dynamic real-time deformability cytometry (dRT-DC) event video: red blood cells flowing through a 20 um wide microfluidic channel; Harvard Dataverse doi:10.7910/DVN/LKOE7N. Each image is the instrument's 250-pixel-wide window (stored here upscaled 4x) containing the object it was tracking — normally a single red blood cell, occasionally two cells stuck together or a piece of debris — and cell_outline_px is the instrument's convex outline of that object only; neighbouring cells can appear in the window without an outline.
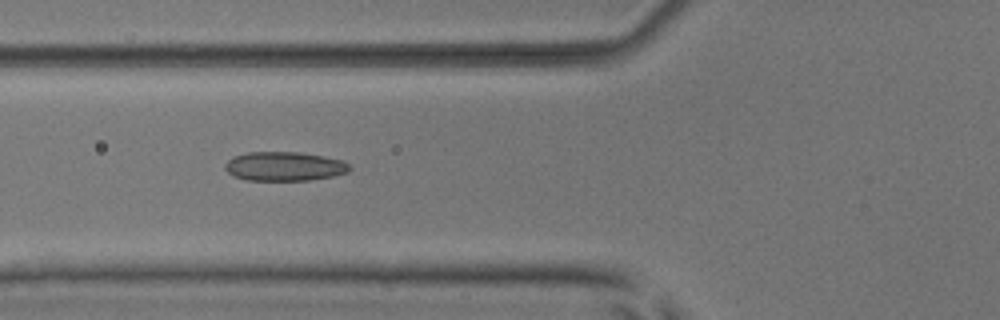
{"species": "common noctule bat (a hibernating species)", "species_latin": "Nyctalus noctula", "temperature_condition": "room temperature", "stored_images_in_passage": 7, "camera_frame_rate_fps": 3000, "um_per_image_px": 0.085, "animal": {"sex": "male", "body_mass_g": 17.9, "forearm_length_mm": 54.2}, "frame": {"image": 1, "passage_image": 5, "time_ms": 5.333, "image_size_px": [1000, 320], "cell_outline_px": [[352, 168], [348, 172], [332, 176], [308, 180], [248, 180], [232, 176], [224, 168], [224, 164], [232, 156], [248, 152], [300, 152], [324, 156], [340, 160], [348, 164]], "centroid_in_image_um": [24.13, 14.13], "position_along_channel_um": 101.7, "area_um2": 21.15}}
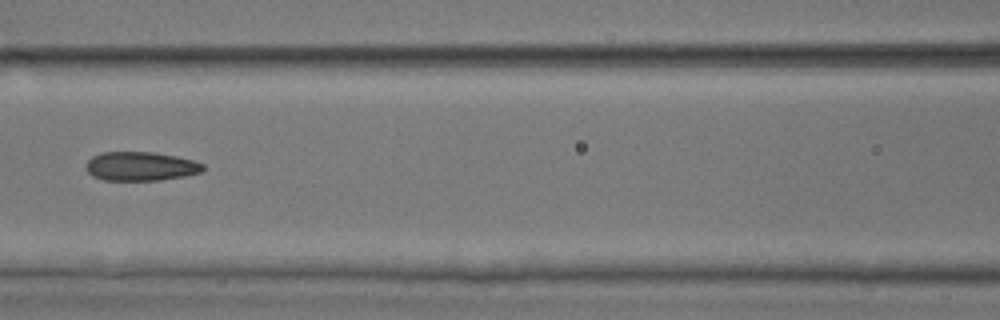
{"frame": {"image": 2, "passage_image": 6, "time_ms": 6.667, "image_size_px": [1000, 320], "cell_outline_px": [[204, 168], [200, 172], [184, 176], [160, 180], [104, 180], [92, 176], [84, 168], [84, 164], [92, 156], [100, 152], [152, 152], [176, 156], [192, 160], [204, 164]], "centroid_in_image_um": [11.9, 14.13], "position_along_channel_um": 154.7, "area_um2": 19.83}}
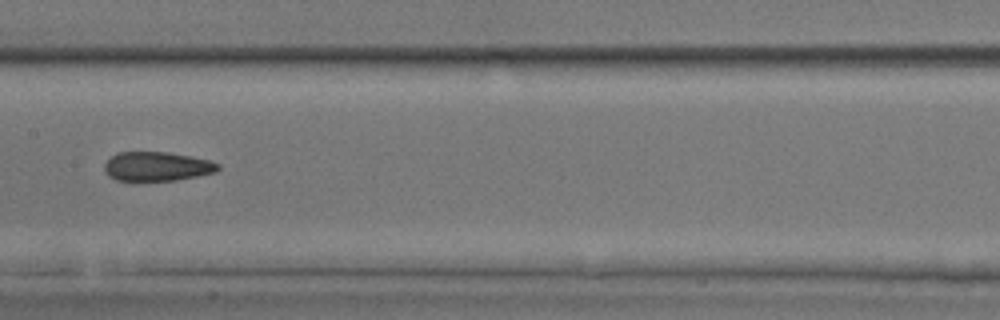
{"frame": {"image": 3, "passage_image": 7, "time_ms": 7.667, "image_size_px": [1000, 320], "cell_outline_px": [[220, 168], [216, 172], [176, 180], [132, 184], [128, 184], [116, 180], [108, 176], [104, 172], [104, 164], [116, 152], [168, 152], [192, 156], [208, 160], [220, 164]], "centroid_in_image_um": [13.27, 14.19], "position_along_channel_um": 194.1, "area_um2": 20.23}}